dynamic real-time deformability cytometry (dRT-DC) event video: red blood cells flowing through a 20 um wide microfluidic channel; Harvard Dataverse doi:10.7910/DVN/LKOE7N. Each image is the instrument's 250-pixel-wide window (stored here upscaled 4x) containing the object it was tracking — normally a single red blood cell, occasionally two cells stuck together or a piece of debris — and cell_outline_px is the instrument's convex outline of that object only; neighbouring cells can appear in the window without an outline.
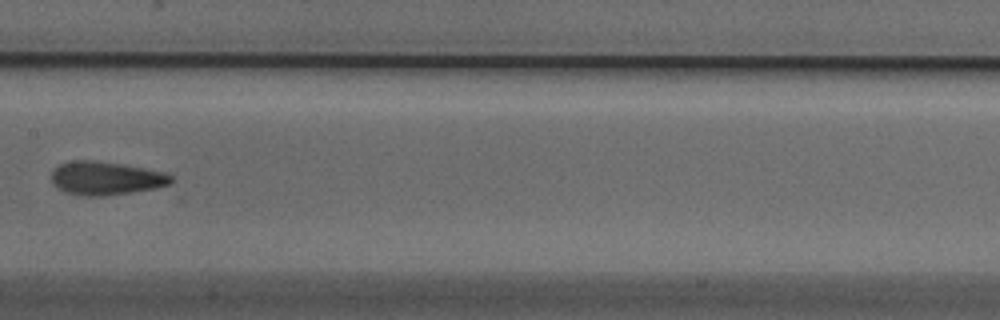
{"species": "Egyptian fruit bat (a non-hibernating species)", "species_latin": "Rousettus aegyptiacus", "temperature_condition": "cold", "stored_images_in_passage": 4, "camera_frame_rate_fps": 3000, "um_per_image_px": 0.085, "animal": {"sex": "male"}, "frame": {"image": 1, "passage_image": 4, "time_ms": 1.0, "image_size_px": [1000, 320], "cell_outline_px": [[176, 180], [168, 184], [156, 188], [132, 192], [104, 196], [84, 196], [68, 192], [52, 184], [52, 172], [60, 164], [72, 160], [92, 160], [120, 164], [168, 172]], "centroid_in_image_um": [9.05, 15.15], "position_along_channel_um": 198.4, "area_um2": 23.24}}